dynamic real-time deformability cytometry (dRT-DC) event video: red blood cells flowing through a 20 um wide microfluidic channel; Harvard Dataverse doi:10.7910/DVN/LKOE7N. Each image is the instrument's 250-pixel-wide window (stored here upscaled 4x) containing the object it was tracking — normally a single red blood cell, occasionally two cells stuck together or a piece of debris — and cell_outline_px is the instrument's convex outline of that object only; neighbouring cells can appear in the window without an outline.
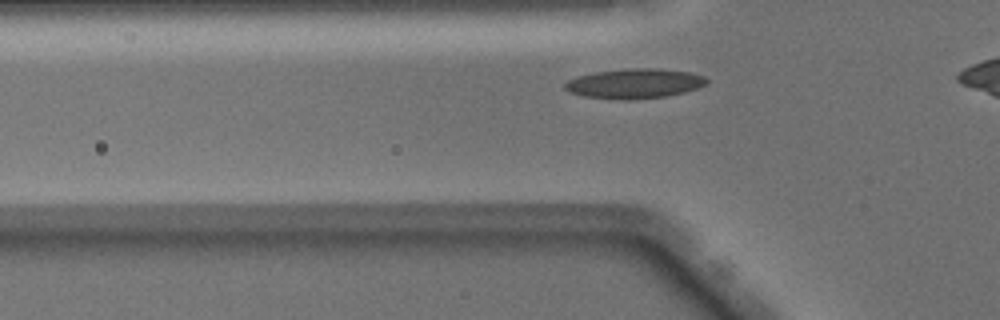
{"species": "Egyptian fruit bat (a non-hibernating species)", "species_latin": "Rousettus aegyptiacus", "temperature_condition": "warm", "stored_images_in_passage": 14, "camera_frame_rate_fps": 3000, "um_per_image_px": 0.085, "animal": {"sex": "male"}, "frame": {"image": 1, "passage_image": 11, "time_ms": 3.333, "image_size_px": [1000, 320], "cell_outline_px": [[708, 80], [704, 84], [696, 88], [684, 92], [668, 96], [632, 100], [616, 100], [584, 96], [572, 92], [564, 88], [564, 84], [568, 80], [576, 76], [596, 72], [624, 68], [656, 68], [692, 72], [704, 76]], "centroid_in_image_um": [53.93, 7.1], "position_along_channel_um": 71.9, "area_um2": 24.74}}